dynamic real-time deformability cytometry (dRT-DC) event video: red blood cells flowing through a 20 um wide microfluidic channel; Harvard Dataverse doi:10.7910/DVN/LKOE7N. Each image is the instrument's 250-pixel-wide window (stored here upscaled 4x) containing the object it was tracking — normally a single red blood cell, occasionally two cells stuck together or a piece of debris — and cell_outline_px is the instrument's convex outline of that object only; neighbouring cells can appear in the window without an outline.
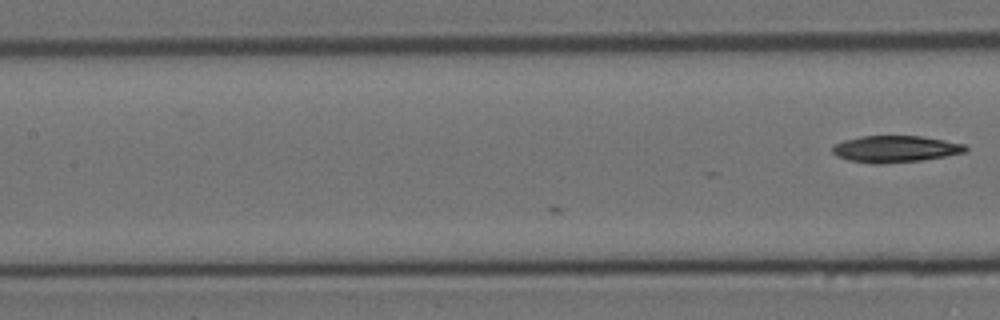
{"species": "Egyptian fruit bat (a non-hibernating species)", "species_latin": "Rousettus aegyptiacus", "temperature_condition": "cold", "stored_images_in_passage": 4, "camera_frame_rate_fps": 3000, "um_per_image_px": 0.085, "animal": {"sex": "female"}, "frame": {"image": 1, "passage_image": 4, "time_ms": 1.0, "image_size_px": [1000, 320], "cell_outline_px": [[968, 152], [920, 160], [880, 164], [876, 164], [848, 160], [836, 156], [832, 152], [832, 148], [836, 144], [844, 140], [860, 136], [920, 136], [944, 140], [964, 144], [968, 148]], "centroid_in_image_um": [76.1, 12.66], "position_along_channel_um": 131.3, "area_um2": 20.58}}